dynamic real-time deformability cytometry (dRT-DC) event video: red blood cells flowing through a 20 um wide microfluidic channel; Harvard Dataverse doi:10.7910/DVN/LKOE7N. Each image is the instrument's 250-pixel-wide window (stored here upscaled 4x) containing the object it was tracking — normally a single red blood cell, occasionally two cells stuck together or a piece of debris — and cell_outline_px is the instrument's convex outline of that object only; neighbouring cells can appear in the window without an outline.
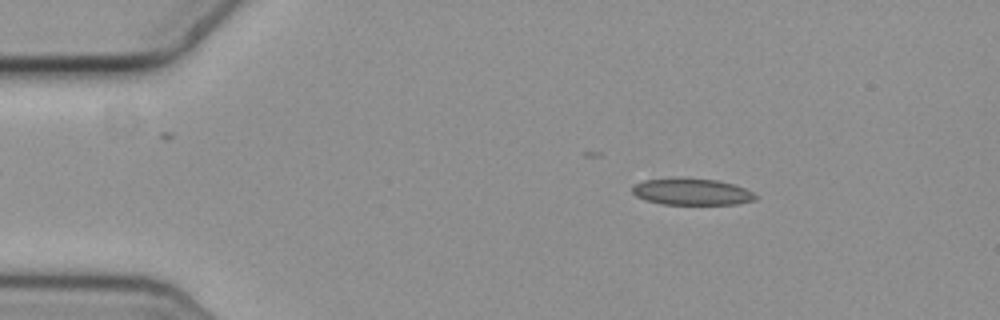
{"species": "common noctule bat (a hibernating species)", "species_latin": "Nyctalus noctula", "temperature_condition": "cold", "stored_images_in_passage": 51, "camera_frame_rate_fps": 3000, "um_per_image_px": 0.085, "animal": {"sex": "female", "body_mass_g": 19.3, "forearm_length_mm": 54.1}, "frame": {"image": 1, "passage_image": 8, "time_ms": 2.333, "image_size_px": [1000, 320], "cell_outline_px": [[756, 200], [736, 204], [660, 204], [644, 200], [636, 196], [632, 192], [632, 188], [636, 184], [644, 180], [716, 180], [732, 184], [744, 188], [752, 192], [756, 196]], "centroid_in_image_um": [58.81, 16.34], "position_along_channel_um": 26.2, "area_um2": 18.32}}
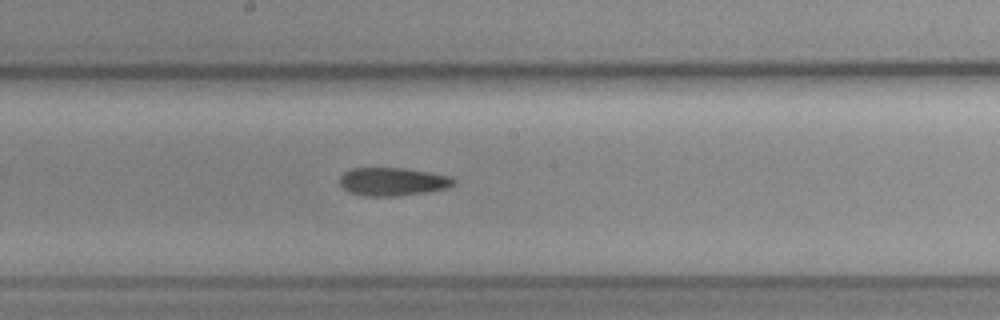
{"frame": {"image": 2, "passage_image": 29, "time_ms": 9.333, "image_size_px": [1000, 320], "cell_outline_px": [[456, 184], [448, 188], [428, 192], [396, 196], [364, 196], [348, 192], [340, 184], [340, 176], [344, 172], [352, 168], [404, 168], [452, 176], [456, 180]], "centroid_in_image_um": [33.41, 15.44], "position_along_channel_um": 214.8, "area_um2": 18.9}}
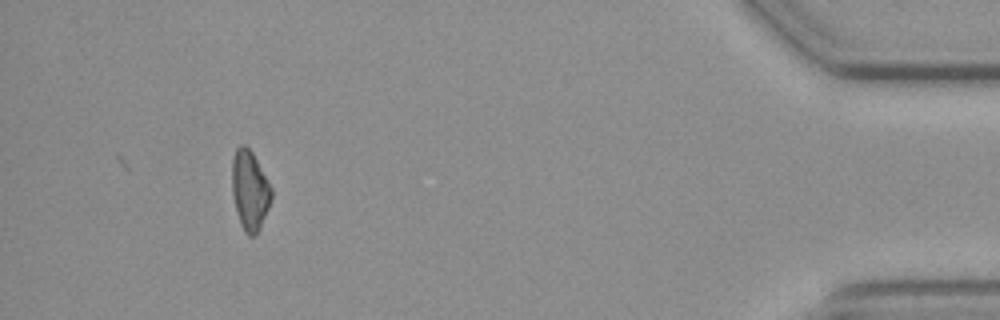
{"frame": {"image": 3, "passage_image": 51, "time_ms": 16.667, "image_size_px": [1000, 320], "cell_outline_px": [[272, 196], [268, 208], [260, 228], [256, 236], [248, 236], [244, 232], [240, 224], [232, 192], [232, 160], [236, 148], [240, 144], [244, 144], [252, 152], [272, 188]], "centroid_in_image_um": [21.23, 16.19], "position_along_channel_um": 414.0, "area_um2": 18.21}}